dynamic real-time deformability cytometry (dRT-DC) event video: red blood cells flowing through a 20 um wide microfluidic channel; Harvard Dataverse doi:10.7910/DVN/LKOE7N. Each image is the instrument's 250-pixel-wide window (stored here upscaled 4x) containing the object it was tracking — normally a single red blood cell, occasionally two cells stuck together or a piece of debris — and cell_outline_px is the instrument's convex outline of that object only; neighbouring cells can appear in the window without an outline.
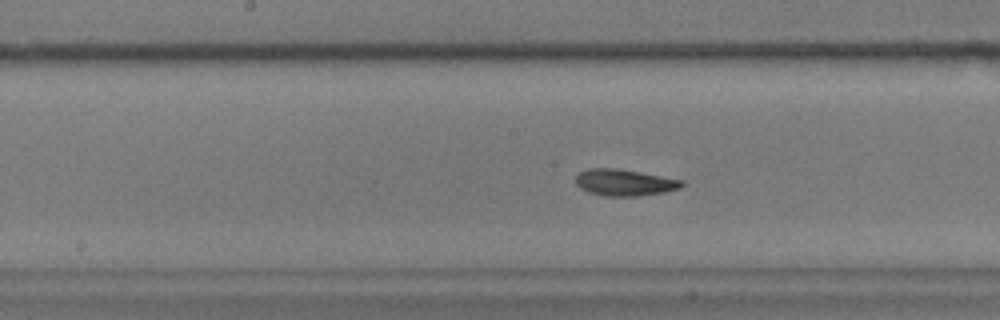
{"species": "common noctule bat (a hibernating species)", "species_latin": "Nyctalus noctula", "temperature_condition": "warm", "stored_images_in_passage": 57, "segment_of_instrument_passage": [1, 2], "camera_frame_rate_fps": 3000, "um_per_image_px": 0.085, "animal": {"sex": "male", "body_mass_g": 17.9}, "frame": {"image": 1, "passage_image": 28, "time_ms": 9.0, "image_size_px": [1000, 320], "cell_outline_px": [[684, 184], [680, 188], [664, 192], [640, 196], [604, 196], [588, 192], [580, 188], [576, 184], [576, 176], [580, 172], [588, 168], [616, 168], [640, 172], [684, 180]], "centroid_in_image_um": [53.08, 15.51], "position_along_channel_um": 195.1, "area_um2": 16.47}}
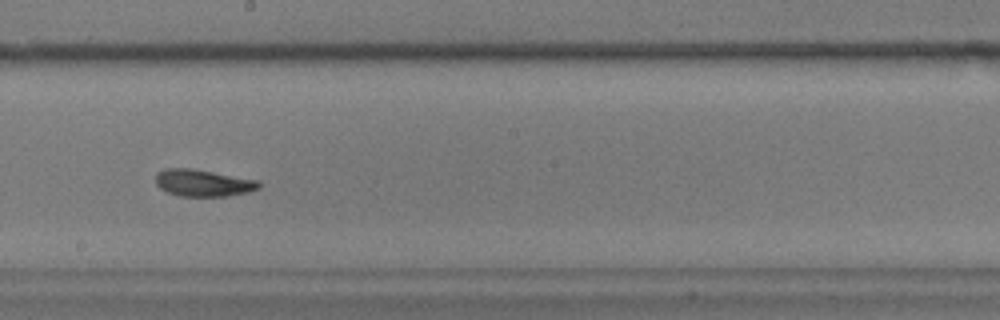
{"frame": {"image": 2, "passage_image": 31, "time_ms": 10.0, "image_size_px": [1000, 320], "cell_outline_px": [[260, 188], [248, 192], [224, 196], [180, 196], [168, 192], [160, 188], [156, 184], [156, 172], [164, 168], [192, 168], [260, 180]], "centroid_in_image_um": [17.26, 15.53], "position_along_channel_um": 230.9, "area_um2": 16.3}}
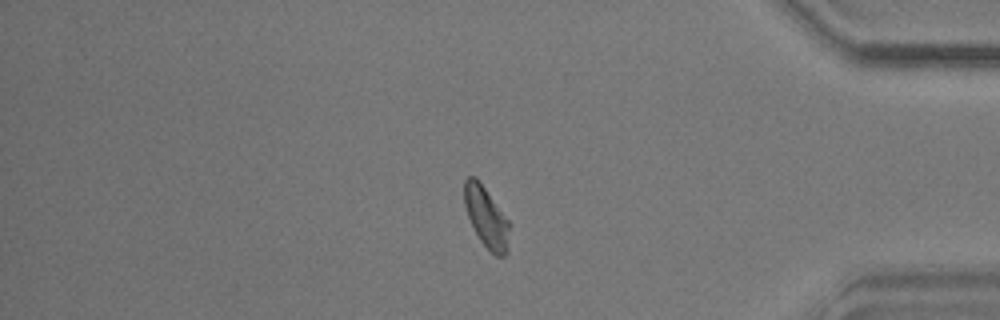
{"frame": {"image": 3, "passage_image": 47, "time_ms": 15.333, "image_size_px": [1000, 320], "cell_outline_px": [[508, 252], [504, 256], [496, 256], [480, 240], [468, 216], [464, 204], [464, 180], [468, 176], [476, 176], [480, 180], [508, 220]], "centroid_in_image_um": [41.32, 18.41], "position_along_channel_um": 393.9, "area_um2": 15.72}}